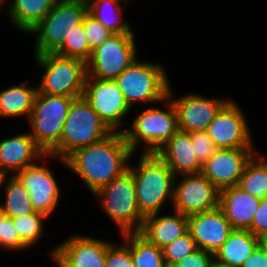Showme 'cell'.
Returning <instances> with one entry per match:
<instances>
[{
	"instance_id": "1",
	"label": "cell",
	"mask_w": 267,
	"mask_h": 267,
	"mask_svg": "<svg viewBox=\"0 0 267 267\" xmlns=\"http://www.w3.org/2000/svg\"><path fill=\"white\" fill-rule=\"evenodd\" d=\"M131 156L124 134L112 132L99 142L75 150L65 162L68 171L93 195L128 169Z\"/></svg>"
},
{
	"instance_id": "2",
	"label": "cell",
	"mask_w": 267,
	"mask_h": 267,
	"mask_svg": "<svg viewBox=\"0 0 267 267\" xmlns=\"http://www.w3.org/2000/svg\"><path fill=\"white\" fill-rule=\"evenodd\" d=\"M128 169L133 175L140 214L145 218L170 211L175 175L167 164L156 153H132Z\"/></svg>"
},
{
	"instance_id": "3",
	"label": "cell",
	"mask_w": 267,
	"mask_h": 267,
	"mask_svg": "<svg viewBox=\"0 0 267 267\" xmlns=\"http://www.w3.org/2000/svg\"><path fill=\"white\" fill-rule=\"evenodd\" d=\"M132 110L136 115L123 132L132 153H156L179 130L176 108L168 96L157 104Z\"/></svg>"
},
{
	"instance_id": "4",
	"label": "cell",
	"mask_w": 267,
	"mask_h": 267,
	"mask_svg": "<svg viewBox=\"0 0 267 267\" xmlns=\"http://www.w3.org/2000/svg\"><path fill=\"white\" fill-rule=\"evenodd\" d=\"M166 64L154 60L134 61L115 82L131 109L157 104L168 96L172 80Z\"/></svg>"
},
{
	"instance_id": "5",
	"label": "cell",
	"mask_w": 267,
	"mask_h": 267,
	"mask_svg": "<svg viewBox=\"0 0 267 267\" xmlns=\"http://www.w3.org/2000/svg\"><path fill=\"white\" fill-rule=\"evenodd\" d=\"M93 196L100 211L113 222L119 234L140 231L144 217L137 205L135 183L129 169L97 190Z\"/></svg>"
},
{
	"instance_id": "6",
	"label": "cell",
	"mask_w": 267,
	"mask_h": 267,
	"mask_svg": "<svg viewBox=\"0 0 267 267\" xmlns=\"http://www.w3.org/2000/svg\"><path fill=\"white\" fill-rule=\"evenodd\" d=\"M31 58L42 73L38 83L35 82L38 93L74 98L83 96L87 77L85 61L57 53L33 55Z\"/></svg>"
},
{
	"instance_id": "7",
	"label": "cell",
	"mask_w": 267,
	"mask_h": 267,
	"mask_svg": "<svg viewBox=\"0 0 267 267\" xmlns=\"http://www.w3.org/2000/svg\"><path fill=\"white\" fill-rule=\"evenodd\" d=\"M110 133L112 131L83 96L74 98L60 143L49 154L65 160L75 150L99 142Z\"/></svg>"
},
{
	"instance_id": "8",
	"label": "cell",
	"mask_w": 267,
	"mask_h": 267,
	"mask_svg": "<svg viewBox=\"0 0 267 267\" xmlns=\"http://www.w3.org/2000/svg\"><path fill=\"white\" fill-rule=\"evenodd\" d=\"M87 0H58L45 18L28 34L33 36V55L55 53L67 32L83 23Z\"/></svg>"
},
{
	"instance_id": "9",
	"label": "cell",
	"mask_w": 267,
	"mask_h": 267,
	"mask_svg": "<svg viewBox=\"0 0 267 267\" xmlns=\"http://www.w3.org/2000/svg\"><path fill=\"white\" fill-rule=\"evenodd\" d=\"M52 163L61 164L62 169L65 168L67 171L65 160L45 154L36 163L26 166L15 174L28 190L34 210L50 219L59 210L64 195L62 185L58 182L59 177L56 178L54 175L56 172L52 168L54 165L51 166Z\"/></svg>"
},
{
	"instance_id": "10",
	"label": "cell",
	"mask_w": 267,
	"mask_h": 267,
	"mask_svg": "<svg viewBox=\"0 0 267 267\" xmlns=\"http://www.w3.org/2000/svg\"><path fill=\"white\" fill-rule=\"evenodd\" d=\"M74 97L36 94L34 106L26 124L36 144L49 154L59 143L64 122Z\"/></svg>"
},
{
	"instance_id": "11",
	"label": "cell",
	"mask_w": 267,
	"mask_h": 267,
	"mask_svg": "<svg viewBox=\"0 0 267 267\" xmlns=\"http://www.w3.org/2000/svg\"><path fill=\"white\" fill-rule=\"evenodd\" d=\"M138 33L112 34L92 51L86 62L87 77L115 80L138 59Z\"/></svg>"
},
{
	"instance_id": "12",
	"label": "cell",
	"mask_w": 267,
	"mask_h": 267,
	"mask_svg": "<svg viewBox=\"0 0 267 267\" xmlns=\"http://www.w3.org/2000/svg\"><path fill=\"white\" fill-rule=\"evenodd\" d=\"M83 97L112 132L123 133L135 115L115 80L86 77Z\"/></svg>"
},
{
	"instance_id": "13",
	"label": "cell",
	"mask_w": 267,
	"mask_h": 267,
	"mask_svg": "<svg viewBox=\"0 0 267 267\" xmlns=\"http://www.w3.org/2000/svg\"><path fill=\"white\" fill-rule=\"evenodd\" d=\"M245 112L232 96L220 108L206 130L217 149H258Z\"/></svg>"
},
{
	"instance_id": "14",
	"label": "cell",
	"mask_w": 267,
	"mask_h": 267,
	"mask_svg": "<svg viewBox=\"0 0 267 267\" xmlns=\"http://www.w3.org/2000/svg\"><path fill=\"white\" fill-rule=\"evenodd\" d=\"M85 234L72 232L45 252L55 267H106V252L113 241Z\"/></svg>"
},
{
	"instance_id": "15",
	"label": "cell",
	"mask_w": 267,
	"mask_h": 267,
	"mask_svg": "<svg viewBox=\"0 0 267 267\" xmlns=\"http://www.w3.org/2000/svg\"><path fill=\"white\" fill-rule=\"evenodd\" d=\"M170 85L168 97L172 100L176 112L178 129L185 132L206 131L220 108L231 98L230 96L208 97L206 94L187 92L181 96Z\"/></svg>"
},
{
	"instance_id": "16",
	"label": "cell",
	"mask_w": 267,
	"mask_h": 267,
	"mask_svg": "<svg viewBox=\"0 0 267 267\" xmlns=\"http://www.w3.org/2000/svg\"><path fill=\"white\" fill-rule=\"evenodd\" d=\"M219 207V190L202 174L175 177L171 210L190 216Z\"/></svg>"
},
{
	"instance_id": "17",
	"label": "cell",
	"mask_w": 267,
	"mask_h": 267,
	"mask_svg": "<svg viewBox=\"0 0 267 267\" xmlns=\"http://www.w3.org/2000/svg\"><path fill=\"white\" fill-rule=\"evenodd\" d=\"M257 149L226 148L216 149L207 160L201 173L218 189L238 185L247 162Z\"/></svg>"
},
{
	"instance_id": "18",
	"label": "cell",
	"mask_w": 267,
	"mask_h": 267,
	"mask_svg": "<svg viewBox=\"0 0 267 267\" xmlns=\"http://www.w3.org/2000/svg\"><path fill=\"white\" fill-rule=\"evenodd\" d=\"M188 218V231L198 248L213 255L234 230L218 207L214 210L192 214Z\"/></svg>"
},
{
	"instance_id": "19",
	"label": "cell",
	"mask_w": 267,
	"mask_h": 267,
	"mask_svg": "<svg viewBox=\"0 0 267 267\" xmlns=\"http://www.w3.org/2000/svg\"><path fill=\"white\" fill-rule=\"evenodd\" d=\"M44 155L45 152L27 130L0 140V169L7 175H15Z\"/></svg>"
},
{
	"instance_id": "20",
	"label": "cell",
	"mask_w": 267,
	"mask_h": 267,
	"mask_svg": "<svg viewBox=\"0 0 267 267\" xmlns=\"http://www.w3.org/2000/svg\"><path fill=\"white\" fill-rule=\"evenodd\" d=\"M156 154L172 170L175 177L199 174L202 164L198 161L189 132L178 130Z\"/></svg>"
},
{
	"instance_id": "21",
	"label": "cell",
	"mask_w": 267,
	"mask_h": 267,
	"mask_svg": "<svg viewBox=\"0 0 267 267\" xmlns=\"http://www.w3.org/2000/svg\"><path fill=\"white\" fill-rule=\"evenodd\" d=\"M260 202L237 185L219 190V208L233 229L249 230Z\"/></svg>"
},
{
	"instance_id": "22",
	"label": "cell",
	"mask_w": 267,
	"mask_h": 267,
	"mask_svg": "<svg viewBox=\"0 0 267 267\" xmlns=\"http://www.w3.org/2000/svg\"><path fill=\"white\" fill-rule=\"evenodd\" d=\"M144 218L139 233L161 249L188 231V218L170 210ZM167 213V214H166Z\"/></svg>"
},
{
	"instance_id": "23",
	"label": "cell",
	"mask_w": 267,
	"mask_h": 267,
	"mask_svg": "<svg viewBox=\"0 0 267 267\" xmlns=\"http://www.w3.org/2000/svg\"><path fill=\"white\" fill-rule=\"evenodd\" d=\"M58 0H6L0 12L13 30L29 34L51 11ZM5 11V12H4Z\"/></svg>"
},
{
	"instance_id": "24",
	"label": "cell",
	"mask_w": 267,
	"mask_h": 267,
	"mask_svg": "<svg viewBox=\"0 0 267 267\" xmlns=\"http://www.w3.org/2000/svg\"><path fill=\"white\" fill-rule=\"evenodd\" d=\"M30 79L31 77H28V80H23L19 84L12 83L7 88L3 86L0 90V121L10 118L28 121L38 92L37 85L29 83Z\"/></svg>"
},
{
	"instance_id": "25",
	"label": "cell",
	"mask_w": 267,
	"mask_h": 267,
	"mask_svg": "<svg viewBox=\"0 0 267 267\" xmlns=\"http://www.w3.org/2000/svg\"><path fill=\"white\" fill-rule=\"evenodd\" d=\"M258 246V237L249 230L234 229L214 254V263L224 267H241Z\"/></svg>"
},
{
	"instance_id": "26",
	"label": "cell",
	"mask_w": 267,
	"mask_h": 267,
	"mask_svg": "<svg viewBox=\"0 0 267 267\" xmlns=\"http://www.w3.org/2000/svg\"><path fill=\"white\" fill-rule=\"evenodd\" d=\"M88 12L113 34L136 33L125 19V4L119 0H87ZM124 8V9H123ZM124 14V15H123Z\"/></svg>"
},
{
	"instance_id": "27",
	"label": "cell",
	"mask_w": 267,
	"mask_h": 267,
	"mask_svg": "<svg viewBox=\"0 0 267 267\" xmlns=\"http://www.w3.org/2000/svg\"><path fill=\"white\" fill-rule=\"evenodd\" d=\"M1 191L0 207L7 217L17 218L35 212L28 190L15 175L5 178Z\"/></svg>"
},
{
	"instance_id": "28",
	"label": "cell",
	"mask_w": 267,
	"mask_h": 267,
	"mask_svg": "<svg viewBox=\"0 0 267 267\" xmlns=\"http://www.w3.org/2000/svg\"><path fill=\"white\" fill-rule=\"evenodd\" d=\"M119 237L129 246L134 267H167L162 249L139 232H127Z\"/></svg>"
},
{
	"instance_id": "29",
	"label": "cell",
	"mask_w": 267,
	"mask_h": 267,
	"mask_svg": "<svg viewBox=\"0 0 267 267\" xmlns=\"http://www.w3.org/2000/svg\"><path fill=\"white\" fill-rule=\"evenodd\" d=\"M259 150L247 162L237 186L250 195L263 199L267 190V153L263 154Z\"/></svg>"
},
{
	"instance_id": "30",
	"label": "cell",
	"mask_w": 267,
	"mask_h": 267,
	"mask_svg": "<svg viewBox=\"0 0 267 267\" xmlns=\"http://www.w3.org/2000/svg\"><path fill=\"white\" fill-rule=\"evenodd\" d=\"M11 219L21 241L29 249H32V247L33 249L34 247L36 248V246H38L37 244L39 242L41 243V241L44 242L42 239L48 235L45 231L47 229L45 224L47 220L50 221V218H48L45 214L35 211L29 215Z\"/></svg>"
},
{
	"instance_id": "31",
	"label": "cell",
	"mask_w": 267,
	"mask_h": 267,
	"mask_svg": "<svg viewBox=\"0 0 267 267\" xmlns=\"http://www.w3.org/2000/svg\"><path fill=\"white\" fill-rule=\"evenodd\" d=\"M67 33L63 45L55 53L87 62L91 57L92 50L89 48L83 23Z\"/></svg>"
},
{
	"instance_id": "32",
	"label": "cell",
	"mask_w": 267,
	"mask_h": 267,
	"mask_svg": "<svg viewBox=\"0 0 267 267\" xmlns=\"http://www.w3.org/2000/svg\"><path fill=\"white\" fill-rule=\"evenodd\" d=\"M198 247L189 231L162 248L167 267H171Z\"/></svg>"
},
{
	"instance_id": "33",
	"label": "cell",
	"mask_w": 267,
	"mask_h": 267,
	"mask_svg": "<svg viewBox=\"0 0 267 267\" xmlns=\"http://www.w3.org/2000/svg\"><path fill=\"white\" fill-rule=\"evenodd\" d=\"M83 29L92 51L113 34L89 12L83 19Z\"/></svg>"
},
{
	"instance_id": "34",
	"label": "cell",
	"mask_w": 267,
	"mask_h": 267,
	"mask_svg": "<svg viewBox=\"0 0 267 267\" xmlns=\"http://www.w3.org/2000/svg\"><path fill=\"white\" fill-rule=\"evenodd\" d=\"M0 251H11L12 253L22 252V254L25 251H30L29 248L21 241L10 217H6L3 220L2 236H0Z\"/></svg>"
},
{
	"instance_id": "35",
	"label": "cell",
	"mask_w": 267,
	"mask_h": 267,
	"mask_svg": "<svg viewBox=\"0 0 267 267\" xmlns=\"http://www.w3.org/2000/svg\"><path fill=\"white\" fill-rule=\"evenodd\" d=\"M113 241L106 252V267H134L129 246L123 241Z\"/></svg>"
},
{
	"instance_id": "36",
	"label": "cell",
	"mask_w": 267,
	"mask_h": 267,
	"mask_svg": "<svg viewBox=\"0 0 267 267\" xmlns=\"http://www.w3.org/2000/svg\"><path fill=\"white\" fill-rule=\"evenodd\" d=\"M190 137L197 159L203 165L213 156L217 148L206 131L190 132Z\"/></svg>"
},
{
	"instance_id": "37",
	"label": "cell",
	"mask_w": 267,
	"mask_h": 267,
	"mask_svg": "<svg viewBox=\"0 0 267 267\" xmlns=\"http://www.w3.org/2000/svg\"><path fill=\"white\" fill-rule=\"evenodd\" d=\"M213 263L214 255L198 248L171 267H212Z\"/></svg>"
},
{
	"instance_id": "38",
	"label": "cell",
	"mask_w": 267,
	"mask_h": 267,
	"mask_svg": "<svg viewBox=\"0 0 267 267\" xmlns=\"http://www.w3.org/2000/svg\"><path fill=\"white\" fill-rule=\"evenodd\" d=\"M249 231L257 237L267 232V199H261Z\"/></svg>"
},
{
	"instance_id": "39",
	"label": "cell",
	"mask_w": 267,
	"mask_h": 267,
	"mask_svg": "<svg viewBox=\"0 0 267 267\" xmlns=\"http://www.w3.org/2000/svg\"><path fill=\"white\" fill-rule=\"evenodd\" d=\"M241 267H267V255L258 246Z\"/></svg>"
},
{
	"instance_id": "40",
	"label": "cell",
	"mask_w": 267,
	"mask_h": 267,
	"mask_svg": "<svg viewBox=\"0 0 267 267\" xmlns=\"http://www.w3.org/2000/svg\"><path fill=\"white\" fill-rule=\"evenodd\" d=\"M259 239V246L262 248V250L266 253L267 255V232L260 235L258 237Z\"/></svg>"
},
{
	"instance_id": "41",
	"label": "cell",
	"mask_w": 267,
	"mask_h": 267,
	"mask_svg": "<svg viewBox=\"0 0 267 267\" xmlns=\"http://www.w3.org/2000/svg\"><path fill=\"white\" fill-rule=\"evenodd\" d=\"M6 214L2 211L0 207V236H2V229H3V220L6 218Z\"/></svg>"
},
{
	"instance_id": "42",
	"label": "cell",
	"mask_w": 267,
	"mask_h": 267,
	"mask_svg": "<svg viewBox=\"0 0 267 267\" xmlns=\"http://www.w3.org/2000/svg\"><path fill=\"white\" fill-rule=\"evenodd\" d=\"M8 175L0 169V193H1V189L3 187V184H4V181H5V178L7 177Z\"/></svg>"
},
{
	"instance_id": "43",
	"label": "cell",
	"mask_w": 267,
	"mask_h": 267,
	"mask_svg": "<svg viewBox=\"0 0 267 267\" xmlns=\"http://www.w3.org/2000/svg\"><path fill=\"white\" fill-rule=\"evenodd\" d=\"M119 1H121V2H123L126 6L128 5L127 3H129V1H133V0H119ZM135 1V0H134Z\"/></svg>"
},
{
	"instance_id": "44",
	"label": "cell",
	"mask_w": 267,
	"mask_h": 267,
	"mask_svg": "<svg viewBox=\"0 0 267 267\" xmlns=\"http://www.w3.org/2000/svg\"><path fill=\"white\" fill-rule=\"evenodd\" d=\"M212 267H224V266H221V265H218L216 263H213Z\"/></svg>"
},
{
	"instance_id": "45",
	"label": "cell",
	"mask_w": 267,
	"mask_h": 267,
	"mask_svg": "<svg viewBox=\"0 0 267 267\" xmlns=\"http://www.w3.org/2000/svg\"><path fill=\"white\" fill-rule=\"evenodd\" d=\"M6 0H0V7L3 5V3L5 2Z\"/></svg>"
},
{
	"instance_id": "46",
	"label": "cell",
	"mask_w": 267,
	"mask_h": 267,
	"mask_svg": "<svg viewBox=\"0 0 267 267\" xmlns=\"http://www.w3.org/2000/svg\"><path fill=\"white\" fill-rule=\"evenodd\" d=\"M264 199H267V190L265 192Z\"/></svg>"
}]
</instances>
